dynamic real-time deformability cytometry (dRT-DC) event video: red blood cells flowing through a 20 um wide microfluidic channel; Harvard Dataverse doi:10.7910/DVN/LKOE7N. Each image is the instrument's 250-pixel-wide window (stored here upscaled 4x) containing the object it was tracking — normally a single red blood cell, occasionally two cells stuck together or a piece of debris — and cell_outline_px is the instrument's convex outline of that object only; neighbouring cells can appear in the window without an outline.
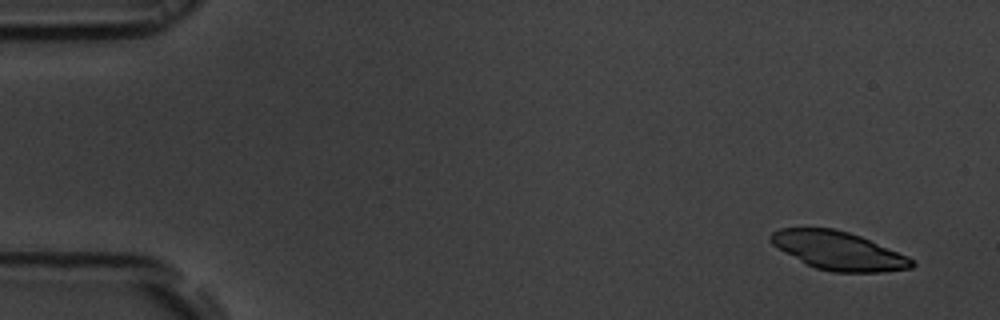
{"species": "common noctule bat (a hibernating species)", "species_latin": "Nyctalus noctula", "temperature_condition": "room temperature", "stored_images_in_passage": 54, "camera_frame_rate_fps": 3000, "um_per_image_px": 0.085, "animal": {"sex": "male", "body_mass_g": 19.5, "forearm_length_mm": 54.6}, "frame": {"image": 1, "passage_image": 4, "time_ms": 1.0, "image_size_px": [1000, 320], "cell_outline_px": [[916, 264], [912, 268], [880, 272], [832, 272], [816, 268], [808, 264], [772, 244], [768, 236], [772, 232], [780, 228], [832, 228], [848, 232], [860, 236], [908, 256], [916, 260]], "centroid_in_image_um": [71.31, 21.31], "position_along_channel_um": 13.7, "area_um2": 31.21}}